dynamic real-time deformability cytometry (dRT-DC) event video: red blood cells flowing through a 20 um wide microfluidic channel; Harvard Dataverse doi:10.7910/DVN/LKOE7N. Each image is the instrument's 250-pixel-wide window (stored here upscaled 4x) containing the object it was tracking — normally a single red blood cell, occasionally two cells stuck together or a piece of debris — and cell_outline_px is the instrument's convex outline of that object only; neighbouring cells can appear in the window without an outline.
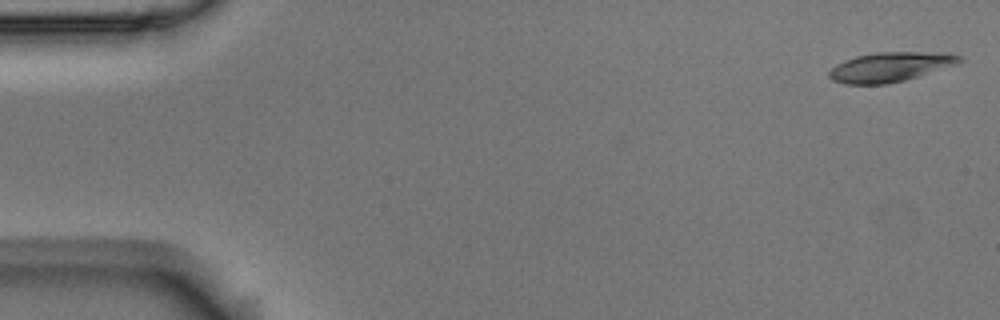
{"species": "Egyptian fruit bat (a non-hibernating species)", "species_latin": "Rousettus aegyptiacus", "temperature_condition": "room temperature", "stored_images_in_passage": 8, "camera_frame_rate_fps": 3000, "um_per_image_px": 0.085, "animal": {"sex": "male"}, "frame": {"image": 1, "passage_image": 2, "time_ms": 0.333, "image_size_px": [1000, 320], "cell_outline_px": [[964, 60], [956, 64], [904, 80], [888, 84], [844, 84], [832, 80], [828, 76], [828, 72], [836, 64], [844, 60], [856, 56], [876, 52], [948, 52], [964, 56]], "centroid_in_image_um": [75.68, 5.68], "position_along_channel_um": 9.3, "area_um2": 22.54}}